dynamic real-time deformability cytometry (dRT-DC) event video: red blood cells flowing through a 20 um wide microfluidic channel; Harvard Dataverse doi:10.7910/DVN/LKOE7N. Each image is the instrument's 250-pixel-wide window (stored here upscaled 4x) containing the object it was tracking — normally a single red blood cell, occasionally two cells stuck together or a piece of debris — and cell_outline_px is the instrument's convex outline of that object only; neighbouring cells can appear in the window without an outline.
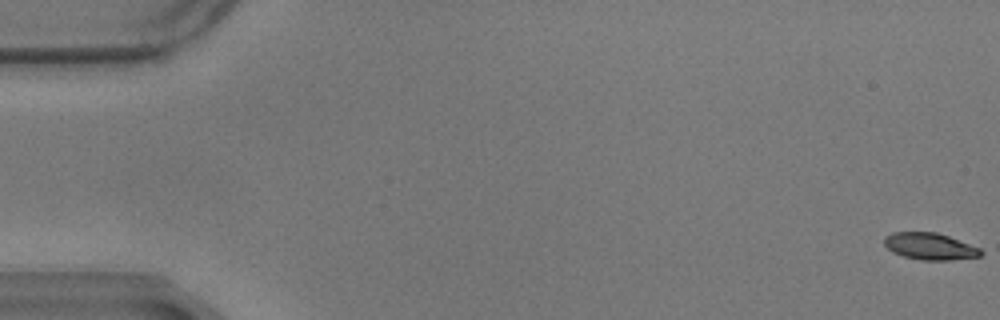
{"species": "common noctule bat (a hibernating species)", "species_latin": "Nyctalus noctula", "temperature_condition": "warm", "stored_images_in_passage": 21, "camera_frame_rate_fps": 3000, "um_per_image_px": 0.085, "animal": {"sex": "male", "body_mass_g": 17.9}, "frame": {"image": 1, "passage_image": 1, "time_ms": 0.0, "image_size_px": [1000, 320], "cell_outline_px": [[984, 252], [980, 256], [948, 260], [920, 260], [904, 256], [892, 252], [884, 244], [884, 236], [892, 232], [936, 232], [948, 236], [980, 248]], "centroid_in_image_um": [79.02, 20.93], "position_along_channel_um": 6.0, "area_um2": 15.03}}
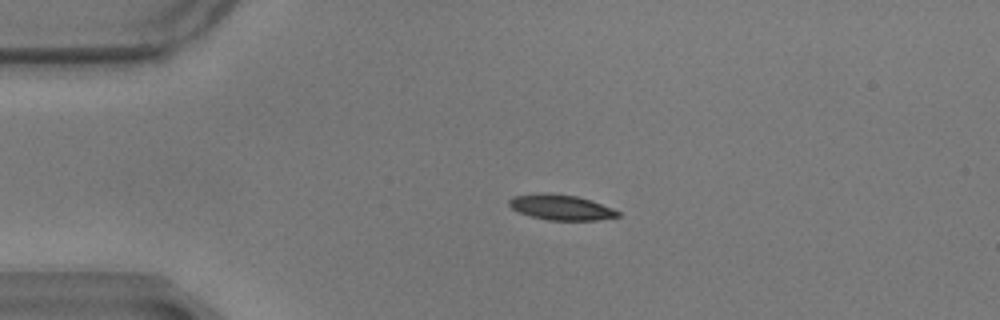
{"frame": {"image": 2, "passage_image": 14, "time_ms": 4.333, "image_size_px": [1000, 320], "cell_outline_px": [[620, 216], [596, 220], [548, 220], [532, 216], [520, 212], [512, 208], [508, 204], [508, 200], [512, 196], [536, 192], [544, 192], [576, 196], [592, 200], [612, 208], [620, 212]], "centroid_in_image_um": [47.66, 17.6], "position_along_channel_um": 37.3, "area_um2": 16.13}}